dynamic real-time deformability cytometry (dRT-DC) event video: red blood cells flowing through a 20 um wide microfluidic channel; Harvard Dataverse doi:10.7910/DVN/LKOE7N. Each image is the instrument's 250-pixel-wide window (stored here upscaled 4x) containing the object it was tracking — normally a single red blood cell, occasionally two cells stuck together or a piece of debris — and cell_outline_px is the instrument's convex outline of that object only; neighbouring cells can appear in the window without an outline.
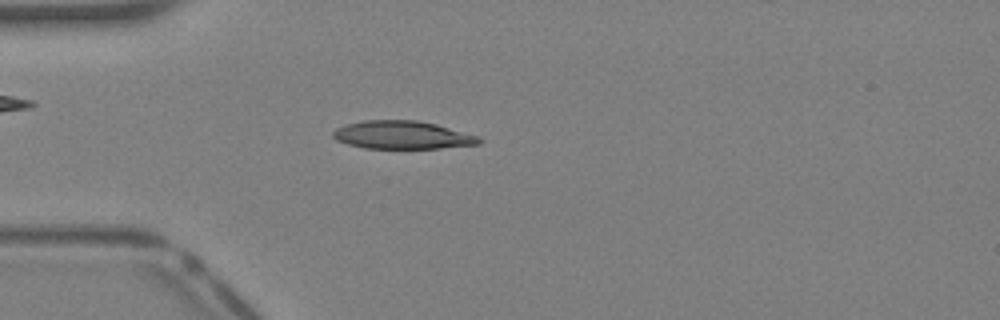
{"species": "Egyptian fruit bat (a non-hibernating species)", "species_latin": "Rousettus aegyptiacus", "temperature_condition": "warm", "stored_images_in_passage": 38, "camera_frame_rate_fps": 3000, "um_per_image_px": 0.085, "animal": {"sex": "female"}, "frame": {"image": 1, "passage_image": 10, "time_ms": 3.0, "image_size_px": [1000, 320], "cell_outline_px": [[484, 140], [480, 144], [440, 148], [364, 148], [348, 144], [336, 140], [332, 136], [332, 132], [336, 128], [348, 124], [364, 120], [420, 120], [436, 124], [476, 136]], "centroid_in_image_um": [34.18, 11.47], "position_along_channel_um": 50.8, "area_um2": 23.76}}
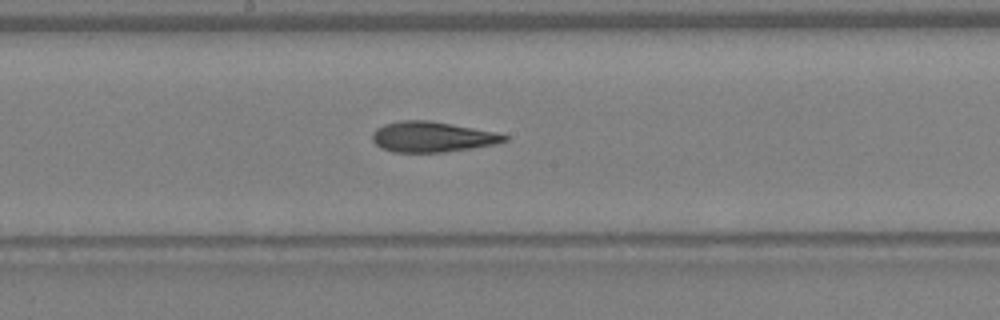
{"frame": {"image": 2, "passage_image": 20, "time_ms": 6.333, "image_size_px": [1000, 320], "cell_outline_px": [[508, 140], [496, 144], [472, 148], [440, 152], [392, 152], [380, 148], [372, 140], [372, 132], [376, 128], [384, 124], [400, 120], [428, 120], [496, 132], [508, 136]], "centroid_in_image_um": [36.7, 11.63], "position_along_channel_um": 211.5, "area_um2": 23.41}}
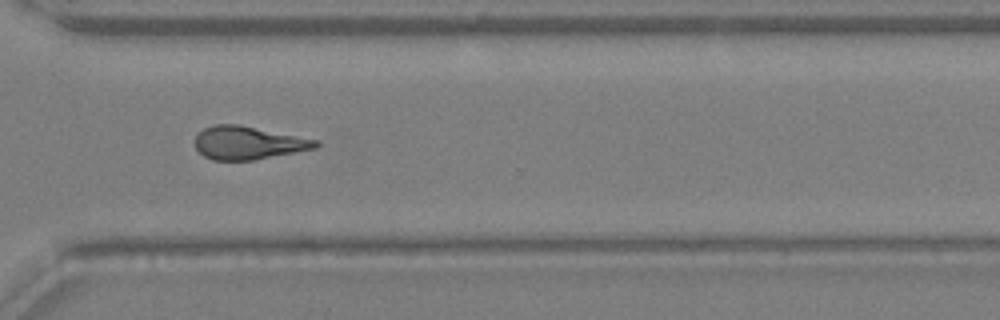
{"frame": {"image": 3, "passage_image": 28, "time_ms": 9.0, "image_size_px": [1000, 320], "cell_outline_px": [[320, 144], [316, 148], [252, 160], [212, 160], [204, 156], [196, 148], [196, 136], [204, 128], [216, 124], [240, 124], [320, 140]], "centroid_in_image_um": [21.12, 12.13], "position_along_channel_um": 349.5, "area_um2": 23.24}}